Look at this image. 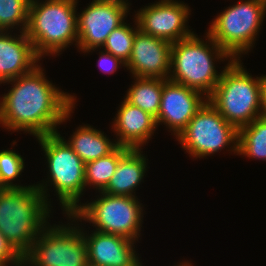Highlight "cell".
I'll return each mask as SVG.
<instances>
[{
  "instance_id": "cell-1",
  "label": "cell",
  "mask_w": 266,
  "mask_h": 266,
  "mask_svg": "<svg viewBox=\"0 0 266 266\" xmlns=\"http://www.w3.org/2000/svg\"><path fill=\"white\" fill-rule=\"evenodd\" d=\"M43 71L37 65L31 72L4 82L12 86L0 101L3 128L38 138L58 132L57 126L74 113L76 97L55 87Z\"/></svg>"
},
{
  "instance_id": "cell-2",
  "label": "cell",
  "mask_w": 266,
  "mask_h": 266,
  "mask_svg": "<svg viewBox=\"0 0 266 266\" xmlns=\"http://www.w3.org/2000/svg\"><path fill=\"white\" fill-rule=\"evenodd\" d=\"M50 207L35 184L0 191V232L23 257L50 224Z\"/></svg>"
},
{
  "instance_id": "cell-3",
  "label": "cell",
  "mask_w": 266,
  "mask_h": 266,
  "mask_svg": "<svg viewBox=\"0 0 266 266\" xmlns=\"http://www.w3.org/2000/svg\"><path fill=\"white\" fill-rule=\"evenodd\" d=\"M208 97L212 106L237 130L261 117L264 76L252 77L240 59H230Z\"/></svg>"
},
{
  "instance_id": "cell-4",
  "label": "cell",
  "mask_w": 266,
  "mask_h": 266,
  "mask_svg": "<svg viewBox=\"0 0 266 266\" xmlns=\"http://www.w3.org/2000/svg\"><path fill=\"white\" fill-rule=\"evenodd\" d=\"M205 35L206 42L193 33L172 43L171 71L168 79L209 97L222 74V71L220 73L216 70L215 61L232 57L207 32Z\"/></svg>"
},
{
  "instance_id": "cell-5",
  "label": "cell",
  "mask_w": 266,
  "mask_h": 266,
  "mask_svg": "<svg viewBox=\"0 0 266 266\" xmlns=\"http://www.w3.org/2000/svg\"><path fill=\"white\" fill-rule=\"evenodd\" d=\"M78 0H31L25 31L36 54L43 58L78 44Z\"/></svg>"
},
{
  "instance_id": "cell-6",
  "label": "cell",
  "mask_w": 266,
  "mask_h": 266,
  "mask_svg": "<svg viewBox=\"0 0 266 266\" xmlns=\"http://www.w3.org/2000/svg\"><path fill=\"white\" fill-rule=\"evenodd\" d=\"M37 141L45 153L49 173L48 181H43L36 186L50 204L47 186L51 185L52 187L53 185L61 203L60 206L65 212L63 214L72 213L81 205L79 201L84 194L82 192L84 189L86 190L85 163L59 132L38 137ZM49 182L50 184L47 185Z\"/></svg>"
},
{
  "instance_id": "cell-7",
  "label": "cell",
  "mask_w": 266,
  "mask_h": 266,
  "mask_svg": "<svg viewBox=\"0 0 266 266\" xmlns=\"http://www.w3.org/2000/svg\"><path fill=\"white\" fill-rule=\"evenodd\" d=\"M266 14V0H242L227 7L212 21L208 34L232 59L254 47Z\"/></svg>"
},
{
  "instance_id": "cell-8",
  "label": "cell",
  "mask_w": 266,
  "mask_h": 266,
  "mask_svg": "<svg viewBox=\"0 0 266 266\" xmlns=\"http://www.w3.org/2000/svg\"><path fill=\"white\" fill-rule=\"evenodd\" d=\"M67 217L72 223L49 224L40 233L24 256V266H89L88 247L76 215L72 212Z\"/></svg>"
},
{
  "instance_id": "cell-9",
  "label": "cell",
  "mask_w": 266,
  "mask_h": 266,
  "mask_svg": "<svg viewBox=\"0 0 266 266\" xmlns=\"http://www.w3.org/2000/svg\"><path fill=\"white\" fill-rule=\"evenodd\" d=\"M99 194L96 200L83 203L73 211L76 221L84 220L92 223L96 231L138 241L144 215L140 200L134 196Z\"/></svg>"
},
{
  "instance_id": "cell-10",
  "label": "cell",
  "mask_w": 266,
  "mask_h": 266,
  "mask_svg": "<svg viewBox=\"0 0 266 266\" xmlns=\"http://www.w3.org/2000/svg\"><path fill=\"white\" fill-rule=\"evenodd\" d=\"M177 141L191 157L204 158L225 149L238 154V130L207 101L187 126L177 135ZM232 144V145H231Z\"/></svg>"
},
{
  "instance_id": "cell-11",
  "label": "cell",
  "mask_w": 266,
  "mask_h": 266,
  "mask_svg": "<svg viewBox=\"0 0 266 266\" xmlns=\"http://www.w3.org/2000/svg\"><path fill=\"white\" fill-rule=\"evenodd\" d=\"M129 4L123 0H93L88 4L77 14L78 50L89 53L101 49L108 35L125 22Z\"/></svg>"
},
{
  "instance_id": "cell-12",
  "label": "cell",
  "mask_w": 266,
  "mask_h": 266,
  "mask_svg": "<svg viewBox=\"0 0 266 266\" xmlns=\"http://www.w3.org/2000/svg\"><path fill=\"white\" fill-rule=\"evenodd\" d=\"M144 7L134 16L141 32L171 43L183 40L194 33L186 24L191 9L184 2L160 0Z\"/></svg>"
},
{
  "instance_id": "cell-13",
  "label": "cell",
  "mask_w": 266,
  "mask_h": 266,
  "mask_svg": "<svg viewBox=\"0 0 266 266\" xmlns=\"http://www.w3.org/2000/svg\"><path fill=\"white\" fill-rule=\"evenodd\" d=\"M203 95L197 90L163 79L160 108L155 119L157 126L163 123L176 138L208 101V97Z\"/></svg>"
},
{
  "instance_id": "cell-14",
  "label": "cell",
  "mask_w": 266,
  "mask_h": 266,
  "mask_svg": "<svg viewBox=\"0 0 266 266\" xmlns=\"http://www.w3.org/2000/svg\"><path fill=\"white\" fill-rule=\"evenodd\" d=\"M172 43L140 30L136 33L131 56L126 63L132 77L168 79Z\"/></svg>"
},
{
  "instance_id": "cell-15",
  "label": "cell",
  "mask_w": 266,
  "mask_h": 266,
  "mask_svg": "<svg viewBox=\"0 0 266 266\" xmlns=\"http://www.w3.org/2000/svg\"><path fill=\"white\" fill-rule=\"evenodd\" d=\"M88 247L89 266H142L134 241L120 235L91 231L87 235L80 226ZM134 247V248H133Z\"/></svg>"
},
{
  "instance_id": "cell-16",
  "label": "cell",
  "mask_w": 266,
  "mask_h": 266,
  "mask_svg": "<svg viewBox=\"0 0 266 266\" xmlns=\"http://www.w3.org/2000/svg\"><path fill=\"white\" fill-rule=\"evenodd\" d=\"M114 118L112 129L117 138L114 142L129 149L142 150L158 128L153 116L130 104L125 98Z\"/></svg>"
},
{
  "instance_id": "cell-17",
  "label": "cell",
  "mask_w": 266,
  "mask_h": 266,
  "mask_svg": "<svg viewBox=\"0 0 266 266\" xmlns=\"http://www.w3.org/2000/svg\"><path fill=\"white\" fill-rule=\"evenodd\" d=\"M10 33L0 31V84L31 72L41 60L25 32Z\"/></svg>"
},
{
  "instance_id": "cell-18",
  "label": "cell",
  "mask_w": 266,
  "mask_h": 266,
  "mask_svg": "<svg viewBox=\"0 0 266 266\" xmlns=\"http://www.w3.org/2000/svg\"><path fill=\"white\" fill-rule=\"evenodd\" d=\"M141 149H130L118 162L115 173L102 191L110 195L137 197L135 190L143 181L147 161ZM134 193V194H133Z\"/></svg>"
},
{
  "instance_id": "cell-19",
  "label": "cell",
  "mask_w": 266,
  "mask_h": 266,
  "mask_svg": "<svg viewBox=\"0 0 266 266\" xmlns=\"http://www.w3.org/2000/svg\"><path fill=\"white\" fill-rule=\"evenodd\" d=\"M67 143L85 164L109 155L118 147L104 132L90 125L79 126Z\"/></svg>"
},
{
  "instance_id": "cell-20",
  "label": "cell",
  "mask_w": 266,
  "mask_h": 266,
  "mask_svg": "<svg viewBox=\"0 0 266 266\" xmlns=\"http://www.w3.org/2000/svg\"><path fill=\"white\" fill-rule=\"evenodd\" d=\"M135 82L131 84L124 97L130 104L141 108L155 119L158 116L161 95L163 91V79L133 77Z\"/></svg>"
},
{
  "instance_id": "cell-21",
  "label": "cell",
  "mask_w": 266,
  "mask_h": 266,
  "mask_svg": "<svg viewBox=\"0 0 266 266\" xmlns=\"http://www.w3.org/2000/svg\"><path fill=\"white\" fill-rule=\"evenodd\" d=\"M266 160V119L258 117L238 130V154Z\"/></svg>"
},
{
  "instance_id": "cell-22",
  "label": "cell",
  "mask_w": 266,
  "mask_h": 266,
  "mask_svg": "<svg viewBox=\"0 0 266 266\" xmlns=\"http://www.w3.org/2000/svg\"><path fill=\"white\" fill-rule=\"evenodd\" d=\"M129 150L127 147L118 146L109 155L86 163L84 171L86 186H93L96 190L98 189V192H102L115 173L119 160Z\"/></svg>"
},
{
  "instance_id": "cell-23",
  "label": "cell",
  "mask_w": 266,
  "mask_h": 266,
  "mask_svg": "<svg viewBox=\"0 0 266 266\" xmlns=\"http://www.w3.org/2000/svg\"><path fill=\"white\" fill-rule=\"evenodd\" d=\"M136 27L124 22L118 28L114 29L107 37L105 44L102 46L104 51L113 54L123 62L127 63L132 52V46L136 33L139 31L136 19Z\"/></svg>"
},
{
  "instance_id": "cell-24",
  "label": "cell",
  "mask_w": 266,
  "mask_h": 266,
  "mask_svg": "<svg viewBox=\"0 0 266 266\" xmlns=\"http://www.w3.org/2000/svg\"><path fill=\"white\" fill-rule=\"evenodd\" d=\"M31 0H0V31L20 28L25 32L28 26L29 5ZM22 26V27H21Z\"/></svg>"
},
{
  "instance_id": "cell-25",
  "label": "cell",
  "mask_w": 266,
  "mask_h": 266,
  "mask_svg": "<svg viewBox=\"0 0 266 266\" xmlns=\"http://www.w3.org/2000/svg\"><path fill=\"white\" fill-rule=\"evenodd\" d=\"M24 161L23 157L19 153H16L15 150L13 151V149H3L0 151V179L6 188L28 187L27 185L23 186L13 183L23 172L25 168Z\"/></svg>"
},
{
  "instance_id": "cell-26",
  "label": "cell",
  "mask_w": 266,
  "mask_h": 266,
  "mask_svg": "<svg viewBox=\"0 0 266 266\" xmlns=\"http://www.w3.org/2000/svg\"><path fill=\"white\" fill-rule=\"evenodd\" d=\"M0 264H2L3 266H24V257L12 246V244L6 239V237L1 232Z\"/></svg>"
},
{
  "instance_id": "cell-27",
  "label": "cell",
  "mask_w": 266,
  "mask_h": 266,
  "mask_svg": "<svg viewBox=\"0 0 266 266\" xmlns=\"http://www.w3.org/2000/svg\"><path fill=\"white\" fill-rule=\"evenodd\" d=\"M99 53L100 56L98 60V67L103 73H108L111 75L116 72L117 68H119V65L126 67V63L118 57H115L113 54L104 50H100Z\"/></svg>"
},
{
  "instance_id": "cell-28",
  "label": "cell",
  "mask_w": 266,
  "mask_h": 266,
  "mask_svg": "<svg viewBox=\"0 0 266 266\" xmlns=\"http://www.w3.org/2000/svg\"><path fill=\"white\" fill-rule=\"evenodd\" d=\"M261 117L266 119V75H264V80H263V98H262Z\"/></svg>"
},
{
  "instance_id": "cell-29",
  "label": "cell",
  "mask_w": 266,
  "mask_h": 266,
  "mask_svg": "<svg viewBox=\"0 0 266 266\" xmlns=\"http://www.w3.org/2000/svg\"><path fill=\"white\" fill-rule=\"evenodd\" d=\"M177 266H193L192 263H189L188 261L180 262Z\"/></svg>"
},
{
  "instance_id": "cell-30",
  "label": "cell",
  "mask_w": 266,
  "mask_h": 266,
  "mask_svg": "<svg viewBox=\"0 0 266 266\" xmlns=\"http://www.w3.org/2000/svg\"><path fill=\"white\" fill-rule=\"evenodd\" d=\"M5 189H7V188L2 184V181H1V179H0V191H1V190H5Z\"/></svg>"
}]
</instances>
